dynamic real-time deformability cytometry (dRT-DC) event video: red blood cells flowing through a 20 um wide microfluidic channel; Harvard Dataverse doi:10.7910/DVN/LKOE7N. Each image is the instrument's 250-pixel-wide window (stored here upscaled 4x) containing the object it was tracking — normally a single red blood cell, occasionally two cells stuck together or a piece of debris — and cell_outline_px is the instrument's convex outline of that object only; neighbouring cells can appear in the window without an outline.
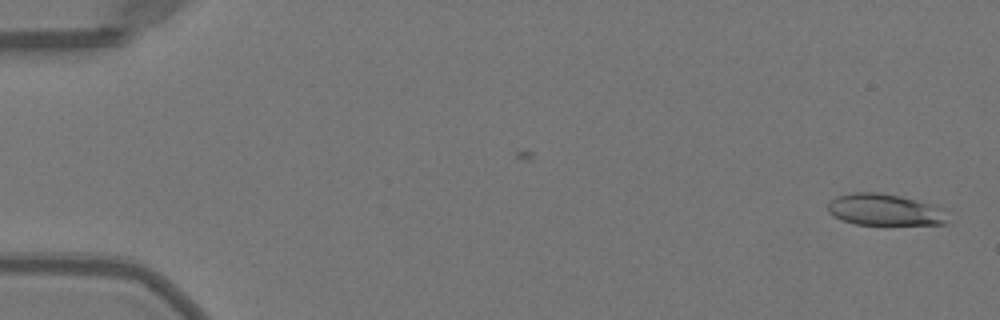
{"species": "Egyptian fruit bat (a non-hibernating species)", "species_latin": "Rousettus aegyptiacus", "temperature_condition": "warm", "stored_images_in_passage": 12, "camera_frame_rate_fps": 3000, "um_per_image_px": 0.085, "animal": {"sex": "female"}, "frame": {"image": 1, "passage_image": 1, "time_ms": 0.0, "image_size_px": [1000, 320], "cell_outline_px": [[948, 224], [856, 224], [840, 220], [832, 216], [828, 212], [828, 204], [836, 196], [852, 192], [880, 192], [900, 196], [948, 208]], "centroid_in_image_um": [75.25, 17.82], "position_along_channel_um": 9.8, "area_um2": 22.43}}